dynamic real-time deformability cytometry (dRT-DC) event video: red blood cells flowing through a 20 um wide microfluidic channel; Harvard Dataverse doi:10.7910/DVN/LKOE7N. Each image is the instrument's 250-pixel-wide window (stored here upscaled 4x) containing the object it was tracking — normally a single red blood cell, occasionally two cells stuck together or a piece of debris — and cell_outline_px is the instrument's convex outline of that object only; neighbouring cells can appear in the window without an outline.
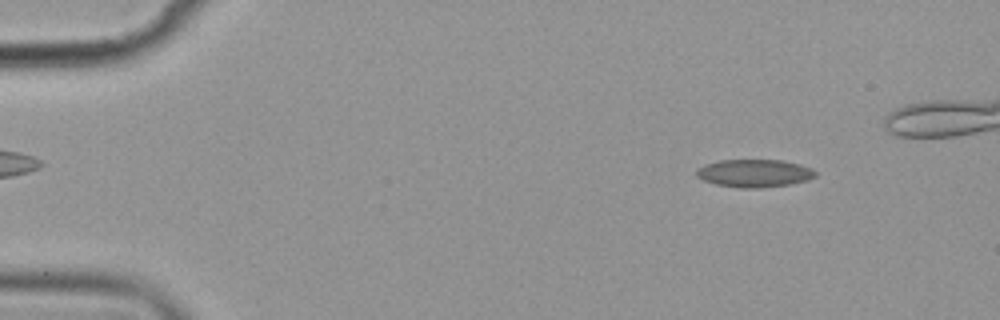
{"species": "common noctule bat (a hibernating species)", "species_latin": "Nyctalus noctula", "temperature_condition": "cold", "stored_images_in_passage": 4, "camera_frame_rate_fps": 3000, "um_per_image_px": 0.085, "animal": {"sex": "female", "body_mass_g": 19.9}, "frame": {"image": 1, "passage_image": 1, "time_ms": 0.0, "image_size_px": [1000, 320], "cell_outline_px": [[816, 176], [808, 180], [792, 184], [760, 188], [740, 188], [716, 184], [704, 180], [696, 176], [696, 168], [704, 164], [720, 160], [784, 160], [800, 164], [812, 168], [816, 172]], "centroid_in_image_um": [64.13, 14.72], "position_along_channel_um": 20.9, "area_um2": 19.48}}